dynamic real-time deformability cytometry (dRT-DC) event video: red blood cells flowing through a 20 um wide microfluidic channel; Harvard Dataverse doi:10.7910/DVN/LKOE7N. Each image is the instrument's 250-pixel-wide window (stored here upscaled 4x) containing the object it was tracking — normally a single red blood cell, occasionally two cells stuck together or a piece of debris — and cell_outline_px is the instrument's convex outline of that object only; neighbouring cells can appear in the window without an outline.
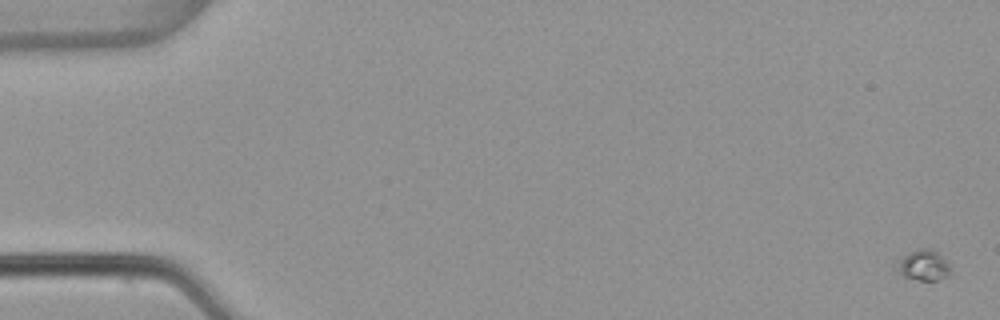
{"species": "common noctule bat (a hibernating species)", "species_latin": "Nyctalus noctula", "temperature_condition": "warm", "stored_images_in_passage": 6, "camera_frame_rate_fps": 3000, "um_per_image_px": 0.085, "animal": {"sex": "female", "body_mass_g": 22.7, "forearm_length_mm": 54.2}, "frame": {"image": 1, "passage_image": 1, "time_ms": 0.0, "image_size_px": [1000, 320], "cell_outline_px": [[952, 272], [948, 276], [936, 280], [920, 280], [904, 276], [896, 272], [892, 268], [892, 260], [916, 248], [932, 248], [952, 268]], "centroid_in_image_um": [78.36, 22.52], "position_along_channel_um": 6.6, "area_um2": 10.17}}